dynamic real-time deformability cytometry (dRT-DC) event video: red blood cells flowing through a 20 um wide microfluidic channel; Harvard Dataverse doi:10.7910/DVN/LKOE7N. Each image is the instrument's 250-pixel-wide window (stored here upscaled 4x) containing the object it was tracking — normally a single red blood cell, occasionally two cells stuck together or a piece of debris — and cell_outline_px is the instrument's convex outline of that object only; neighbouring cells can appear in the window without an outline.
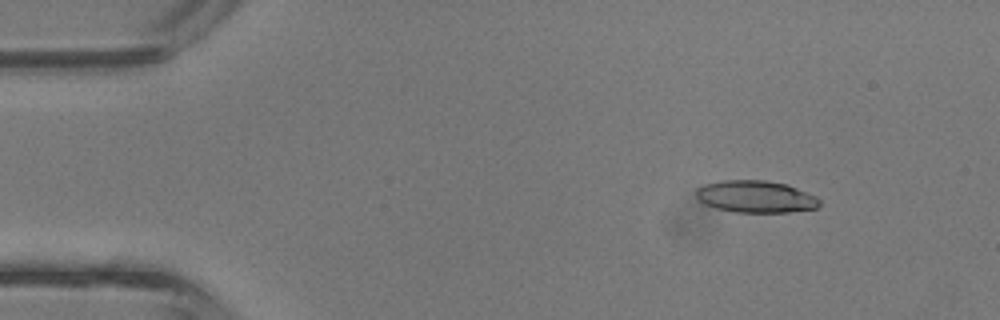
{"species": "common noctule bat (a hibernating species)", "species_latin": "Nyctalus noctula", "temperature_condition": "room temperature", "stored_images_in_passage": 42, "camera_frame_rate_fps": 3000, "um_per_image_px": 0.085, "animal": {"sex": "male", "body_mass_g": 13.3}, "frame": {"image": 1, "passage_image": 5, "time_ms": 1.333, "image_size_px": [1000, 320], "cell_outline_px": [[820, 204], [816, 208], [788, 212], [736, 212], [716, 208], [704, 204], [696, 196], [696, 188], [704, 184], [720, 180], [764, 180], [788, 184], [816, 196], [820, 200]], "centroid_in_image_um": [64.22, 16.7], "position_along_channel_um": 20.8, "area_um2": 23.12}}
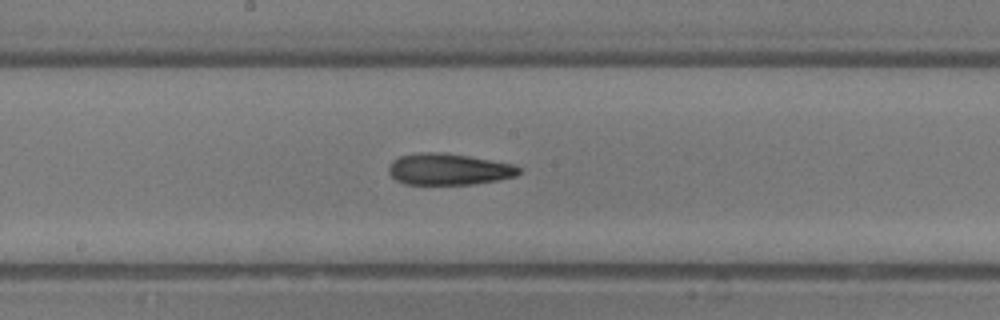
{"frame": {"image": 2, "passage_image": 22, "time_ms": 7.0, "image_size_px": [1000, 320], "cell_outline_px": [[520, 172], [516, 176], [496, 180], [472, 184], [404, 184], [396, 180], [388, 172], [388, 168], [392, 160], [400, 156], [420, 152], [440, 152], [468, 156], [516, 164], [520, 168]], "centroid_in_image_um": [38.13, 14.38], "position_along_channel_um": 210.1, "area_um2": 23.87}}
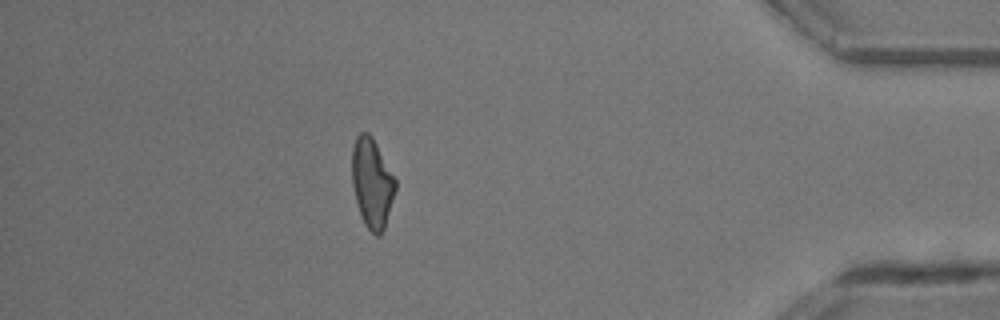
{"frame": {"image": 3, "passage_image": 37, "time_ms": 12.0, "image_size_px": [1000, 320], "cell_outline_px": [[396, 188], [384, 228], [380, 236], [376, 236], [364, 224], [356, 200], [352, 184], [352, 148], [356, 136], [360, 132], [368, 132], [372, 136], [396, 180]], "centroid_in_image_um": [31.61, 15.53], "position_along_channel_um": 403.6, "area_um2": 22.43}, "authors_computed_cell_mechanics": {"area_um2": 23.1778, "velocity_mm_per_s": 4.8345, "shape_relaxation_time_tau1_ms": 7.0336, "shape_relaxation_time_tau2_ms": null, "deformation_change_tau1": 0.2751, "deformation_change_tau2": null}}